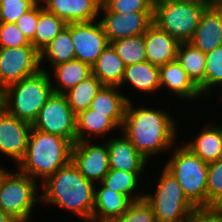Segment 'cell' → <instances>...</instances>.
I'll return each instance as SVG.
<instances>
[{"label": "cell", "instance_id": "cell-1", "mask_svg": "<svg viewBox=\"0 0 222 222\" xmlns=\"http://www.w3.org/2000/svg\"><path fill=\"white\" fill-rule=\"evenodd\" d=\"M132 105L133 101L127 103L121 130L137 151L149 161L152 156L171 150L178 138L177 120L160 108Z\"/></svg>", "mask_w": 222, "mask_h": 222}, {"label": "cell", "instance_id": "cell-2", "mask_svg": "<svg viewBox=\"0 0 222 222\" xmlns=\"http://www.w3.org/2000/svg\"><path fill=\"white\" fill-rule=\"evenodd\" d=\"M94 183L87 180L71 161L49 176L41 185L42 203L54 204L91 222L94 208Z\"/></svg>", "mask_w": 222, "mask_h": 222}, {"label": "cell", "instance_id": "cell-3", "mask_svg": "<svg viewBox=\"0 0 222 222\" xmlns=\"http://www.w3.org/2000/svg\"><path fill=\"white\" fill-rule=\"evenodd\" d=\"M73 145L67 138L32 128L25 156L16 168L43 183L71 162Z\"/></svg>", "mask_w": 222, "mask_h": 222}, {"label": "cell", "instance_id": "cell-4", "mask_svg": "<svg viewBox=\"0 0 222 222\" xmlns=\"http://www.w3.org/2000/svg\"><path fill=\"white\" fill-rule=\"evenodd\" d=\"M15 82L0 92L1 107L9 114L32 124L41 108L52 95L50 72L43 68Z\"/></svg>", "mask_w": 222, "mask_h": 222}, {"label": "cell", "instance_id": "cell-5", "mask_svg": "<svg viewBox=\"0 0 222 222\" xmlns=\"http://www.w3.org/2000/svg\"><path fill=\"white\" fill-rule=\"evenodd\" d=\"M173 149L164 167L177 179L185 196L196 208H207L208 163L186 145L176 144Z\"/></svg>", "mask_w": 222, "mask_h": 222}, {"label": "cell", "instance_id": "cell-6", "mask_svg": "<svg viewBox=\"0 0 222 222\" xmlns=\"http://www.w3.org/2000/svg\"><path fill=\"white\" fill-rule=\"evenodd\" d=\"M12 173L0 165V209L17 222H29L32 209L41 201L38 182L27 174Z\"/></svg>", "mask_w": 222, "mask_h": 222}, {"label": "cell", "instance_id": "cell-7", "mask_svg": "<svg viewBox=\"0 0 222 222\" xmlns=\"http://www.w3.org/2000/svg\"><path fill=\"white\" fill-rule=\"evenodd\" d=\"M157 182L155 192L144 195L156 222H187L196 207L187 199L177 179L164 167Z\"/></svg>", "mask_w": 222, "mask_h": 222}, {"label": "cell", "instance_id": "cell-8", "mask_svg": "<svg viewBox=\"0 0 222 222\" xmlns=\"http://www.w3.org/2000/svg\"><path fill=\"white\" fill-rule=\"evenodd\" d=\"M192 3L154 0L153 23L179 43L189 42L206 8Z\"/></svg>", "mask_w": 222, "mask_h": 222}, {"label": "cell", "instance_id": "cell-9", "mask_svg": "<svg viewBox=\"0 0 222 222\" xmlns=\"http://www.w3.org/2000/svg\"><path fill=\"white\" fill-rule=\"evenodd\" d=\"M32 128L76 143V114L65 94L53 92L38 113Z\"/></svg>", "mask_w": 222, "mask_h": 222}, {"label": "cell", "instance_id": "cell-10", "mask_svg": "<svg viewBox=\"0 0 222 222\" xmlns=\"http://www.w3.org/2000/svg\"><path fill=\"white\" fill-rule=\"evenodd\" d=\"M40 52L34 46L0 47V92L41 70Z\"/></svg>", "mask_w": 222, "mask_h": 222}, {"label": "cell", "instance_id": "cell-11", "mask_svg": "<svg viewBox=\"0 0 222 222\" xmlns=\"http://www.w3.org/2000/svg\"><path fill=\"white\" fill-rule=\"evenodd\" d=\"M71 23L75 59L92 66L110 44L99 20Z\"/></svg>", "mask_w": 222, "mask_h": 222}, {"label": "cell", "instance_id": "cell-12", "mask_svg": "<svg viewBox=\"0 0 222 222\" xmlns=\"http://www.w3.org/2000/svg\"><path fill=\"white\" fill-rule=\"evenodd\" d=\"M71 161L87 180L97 185L110 169L106 141L100 145H94L91 141L76 142L72 148Z\"/></svg>", "mask_w": 222, "mask_h": 222}, {"label": "cell", "instance_id": "cell-13", "mask_svg": "<svg viewBox=\"0 0 222 222\" xmlns=\"http://www.w3.org/2000/svg\"><path fill=\"white\" fill-rule=\"evenodd\" d=\"M32 124L9 114L0 106V153L19 164L25 156Z\"/></svg>", "mask_w": 222, "mask_h": 222}, {"label": "cell", "instance_id": "cell-14", "mask_svg": "<svg viewBox=\"0 0 222 222\" xmlns=\"http://www.w3.org/2000/svg\"><path fill=\"white\" fill-rule=\"evenodd\" d=\"M103 14L100 23L110 42L129 36L144 34L153 24V12H129L119 14L112 11H99Z\"/></svg>", "mask_w": 222, "mask_h": 222}, {"label": "cell", "instance_id": "cell-15", "mask_svg": "<svg viewBox=\"0 0 222 222\" xmlns=\"http://www.w3.org/2000/svg\"><path fill=\"white\" fill-rule=\"evenodd\" d=\"M109 151L110 169L129 173H143L148 160L137 151L132 142L122 133L118 138L105 139Z\"/></svg>", "mask_w": 222, "mask_h": 222}, {"label": "cell", "instance_id": "cell-16", "mask_svg": "<svg viewBox=\"0 0 222 222\" xmlns=\"http://www.w3.org/2000/svg\"><path fill=\"white\" fill-rule=\"evenodd\" d=\"M102 0H48L43 7L66 23L91 22L98 19Z\"/></svg>", "mask_w": 222, "mask_h": 222}, {"label": "cell", "instance_id": "cell-17", "mask_svg": "<svg viewBox=\"0 0 222 222\" xmlns=\"http://www.w3.org/2000/svg\"><path fill=\"white\" fill-rule=\"evenodd\" d=\"M160 89H168L174 96L181 99H193L203 95L200 89L192 82L180 63L175 59L159 66Z\"/></svg>", "mask_w": 222, "mask_h": 222}, {"label": "cell", "instance_id": "cell-18", "mask_svg": "<svg viewBox=\"0 0 222 222\" xmlns=\"http://www.w3.org/2000/svg\"><path fill=\"white\" fill-rule=\"evenodd\" d=\"M203 53L222 45V11L215 5L203 12L198 27L189 41Z\"/></svg>", "mask_w": 222, "mask_h": 222}, {"label": "cell", "instance_id": "cell-19", "mask_svg": "<svg viewBox=\"0 0 222 222\" xmlns=\"http://www.w3.org/2000/svg\"><path fill=\"white\" fill-rule=\"evenodd\" d=\"M101 186L94 188V208L91 222H111L124 214L133 202L128 196Z\"/></svg>", "mask_w": 222, "mask_h": 222}, {"label": "cell", "instance_id": "cell-20", "mask_svg": "<svg viewBox=\"0 0 222 222\" xmlns=\"http://www.w3.org/2000/svg\"><path fill=\"white\" fill-rule=\"evenodd\" d=\"M146 60L161 66L176 59L179 42L154 23L144 33Z\"/></svg>", "mask_w": 222, "mask_h": 222}, {"label": "cell", "instance_id": "cell-21", "mask_svg": "<svg viewBox=\"0 0 222 222\" xmlns=\"http://www.w3.org/2000/svg\"><path fill=\"white\" fill-rule=\"evenodd\" d=\"M118 90H120L118 86L104 85L90 103L89 109L96 113L107 114V118L121 131L127 103L132 100Z\"/></svg>", "mask_w": 222, "mask_h": 222}, {"label": "cell", "instance_id": "cell-22", "mask_svg": "<svg viewBox=\"0 0 222 222\" xmlns=\"http://www.w3.org/2000/svg\"><path fill=\"white\" fill-rule=\"evenodd\" d=\"M201 160L206 163L222 158V125L211 124L204 126L202 130L185 144Z\"/></svg>", "mask_w": 222, "mask_h": 222}, {"label": "cell", "instance_id": "cell-23", "mask_svg": "<svg viewBox=\"0 0 222 222\" xmlns=\"http://www.w3.org/2000/svg\"><path fill=\"white\" fill-rule=\"evenodd\" d=\"M128 83L131 84L132 89L148 95L158 92L160 90L159 66L148 61L126 66L123 79L118 87L122 88L124 84ZM121 85L123 86L121 87Z\"/></svg>", "mask_w": 222, "mask_h": 222}, {"label": "cell", "instance_id": "cell-24", "mask_svg": "<svg viewBox=\"0 0 222 222\" xmlns=\"http://www.w3.org/2000/svg\"><path fill=\"white\" fill-rule=\"evenodd\" d=\"M176 60L188 74L192 82L205 96L206 53L193 46L190 42L179 43Z\"/></svg>", "mask_w": 222, "mask_h": 222}, {"label": "cell", "instance_id": "cell-25", "mask_svg": "<svg viewBox=\"0 0 222 222\" xmlns=\"http://www.w3.org/2000/svg\"><path fill=\"white\" fill-rule=\"evenodd\" d=\"M117 129L119 128L107 118V114L96 113L88 108L76 115V142L92 141L94 137H103Z\"/></svg>", "mask_w": 222, "mask_h": 222}, {"label": "cell", "instance_id": "cell-26", "mask_svg": "<svg viewBox=\"0 0 222 222\" xmlns=\"http://www.w3.org/2000/svg\"><path fill=\"white\" fill-rule=\"evenodd\" d=\"M125 67L110 44L91 66L92 74L106 86H119L124 76Z\"/></svg>", "mask_w": 222, "mask_h": 222}, {"label": "cell", "instance_id": "cell-27", "mask_svg": "<svg viewBox=\"0 0 222 222\" xmlns=\"http://www.w3.org/2000/svg\"><path fill=\"white\" fill-rule=\"evenodd\" d=\"M50 68H54L52 71L54 75L51 77L55 78V80L52 79L51 83L53 91L56 93L64 94L92 75L91 66L77 59ZM53 81H55L56 85Z\"/></svg>", "mask_w": 222, "mask_h": 222}, {"label": "cell", "instance_id": "cell-28", "mask_svg": "<svg viewBox=\"0 0 222 222\" xmlns=\"http://www.w3.org/2000/svg\"><path fill=\"white\" fill-rule=\"evenodd\" d=\"M44 58L51 63V67L75 59L71 23H67V26L40 52V62L43 63Z\"/></svg>", "mask_w": 222, "mask_h": 222}, {"label": "cell", "instance_id": "cell-29", "mask_svg": "<svg viewBox=\"0 0 222 222\" xmlns=\"http://www.w3.org/2000/svg\"><path fill=\"white\" fill-rule=\"evenodd\" d=\"M66 26L64 20L39 4L38 23L34 39L30 43L41 52Z\"/></svg>", "mask_w": 222, "mask_h": 222}, {"label": "cell", "instance_id": "cell-30", "mask_svg": "<svg viewBox=\"0 0 222 222\" xmlns=\"http://www.w3.org/2000/svg\"><path fill=\"white\" fill-rule=\"evenodd\" d=\"M142 173H129L122 170L109 169V172L104 176L99 185L115 190L128 196L132 201L144 199L145 194H139L138 188ZM137 190V193H136Z\"/></svg>", "mask_w": 222, "mask_h": 222}, {"label": "cell", "instance_id": "cell-31", "mask_svg": "<svg viewBox=\"0 0 222 222\" xmlns=\"http://www.w3.org/2000/svg\"><path fill=\"white\" fill-rule=\"evenodd\" d=\"M104 85L92 74L65 92L68 104L77 115L89 108L90 103Z\"/></svg>", "mask_w": 222, "mask_h": 222}, {"label": "cell", "instance_id": "cell-32", "mask_svg": "<svg viewBox=\"0 0 222 222\" xmlns=\"http://www.w3.org/2000/svg\"><path fill=\"white\" fill-rule=\"evenodd\" d=\"M110 45L116 51L125 66L147 61L144 34L121 38L110 42Z\"/></svg>", "mask_w": 222, "mask_h": 222}, {"label": "cell", "instance_id": "cell-33", "mask_svg": "<svg viewBox=\"0 0 222 222\" xmlns=\"http://www.w3.org/2000/svg\"><path fill=\"white\" fill-rule=\"evenodd\" d=\"M205 64V95L209 96L212 88L222 87V45L206 53Z\"/></svg>", "mask_w": 222, "mask_h": 222}, {"label": "cell", "instance_id": "cell-34", "mask_svg": "<svg viewBox=\"0 0 222 222\" xmlns=\"http://www.w3.org/2000/svg\"><path fill=\"white\" fill-rule=\"evenodd\" d=\"M222 201V158L208 163L207 208Z\"/></svg>", "mask_w": 222, "mask_h": 222}, {"label": "cell", "instance_id": "cell-35", "mask_svg": "<svg viewBox=\"0 0 222 222\" xmlns=\"http://www.w3.org/2000/svg\"><path fill=\"white\" fill-rule=\"evenodd\" d=\"M154 0H102L99 11H112L119 14L131 12H153Z\"/></svg>", "mask_w": 222, "mask_h": 222}, {"label": "cell", "instance_id": "cell-36", "mask_svg": "<svg viewBox=\"0 0 222 222\" xmlns=\"http://www.w3.org/2000/svg\"><path fill=\"white\" fill-rule=\"evenodd\" d=\"M35 5L34 0H0V23H15Z\"/></svg>", "mask_w": 222, "mask_h": 222}, {"label": "cell", "instance_id": "cell-37", "mask_svg": "<svg viewBox=\"0 0 222 222\" xmlns=\"http://www.w3.org/2000/svg\"><path fill=\"white\" fill-rule=\"evenodd\" d=\"M111 222H156L154 212L145 199L133 201L127 211Z\"/></svg>", "mask_w": 222, "mask_h": 222}, {"label": "cell", "instance_id": "cell-38", "mask_svg": "<svg viewBox=\"0 0 222 222\" xmlns=\"http://www.w3.org/2000/svg\"><path fill=\"white\" fill-rule=\"evenodd\" d=\"M33 46L15 23H0V47Z\"/></svg>", "mask_w": 222, "mask_h": 222}, {"label": "cell", "instance_id": "cell-39", "mask_svg": "<svg viewBox=\"0 0 222 222\" xmlns=\"http://www.w3.org/2000/svg\"><path fill=\"white\" fill-rule=\"evenodd\" d=\"M38 18L39 4H36L15 22L29 42L34 39Z\"/></svg>", "mask_w": 222, "mask_h": 222}, {"label": "cell", "instance_id": "cell-40", "mask_svg": "<svg viewBox=\"0 0 222 222\" xmlns=\"http://www.w3.org/2000/svg\"><path fill=\"white\" fill-rule=\"evenodd\" d=\"M187 222H222V214L215 208H196Z\"/></svg>", "mask_w": 222, "mask_h": 222}, {"label": "cell", "instance_id": "cell-41", "mask_svg": "<svg viewBox=\"0 0 222 222\" xmlns=\"http://www.w3.org/2000/svg\"><path fill=\"white\" fill-rule=\"evenodd\" d=\"M172 1L192 3V4H196V5H202V6H213L214 5V0H172Z\"/></svg>", "mask_w": 222, "mask_h": 222}, {"label": "cell", "instance_id": "cell-42", "mask_svg": "<svg viewBox=\"0 0 222 222\" xmlns=\"http://www.w3.org/2000/svg\"><path fill=\"white\" fill-rule=\"evenodd\" d=\"M0 222H17L9 214L0 209Z\"/></svg>", "mask_w": 222, "mask_h": 222}, {"label": "cell", "instance_id": "cell-43", "mask_svg": "<svg viewBox=\"0 0 222 222\" xmlns=\"http://www.w3.org/2000/svg\"><path fill=\"white\" fill-rule=\"evenodd\" d=\"M214 5L222 11V0H214Z\"/></svg>", "mask_w": 222, "mask_h": 222}, {"label": "cell", "instance_id": "cell-44", "mask_svg": "<svg viewBox=\"0 0 222 222\" xmlns=\"http://www.w3.org/2000/svg\"><path fill=\"white\" fill-rule=\"evenodd\" d=\"M215 208L222 214V201H220Z\"/></svg>", "mask_w": 222, "mask_h": 222}, {"label": "cell", "instance_id": "cell-45", "mask_svg": "<svg viewBox=\"0 0 222 222\" xmlns=\"http://www.w3.org/2000/svg\"><path fill=\"white\" fill-rule=\"evenodd\" d=\"M48 0H34L36 4L44 5Z\"/></svg>", "mask_w": 222, "mask_h": 222}]
</instances>
